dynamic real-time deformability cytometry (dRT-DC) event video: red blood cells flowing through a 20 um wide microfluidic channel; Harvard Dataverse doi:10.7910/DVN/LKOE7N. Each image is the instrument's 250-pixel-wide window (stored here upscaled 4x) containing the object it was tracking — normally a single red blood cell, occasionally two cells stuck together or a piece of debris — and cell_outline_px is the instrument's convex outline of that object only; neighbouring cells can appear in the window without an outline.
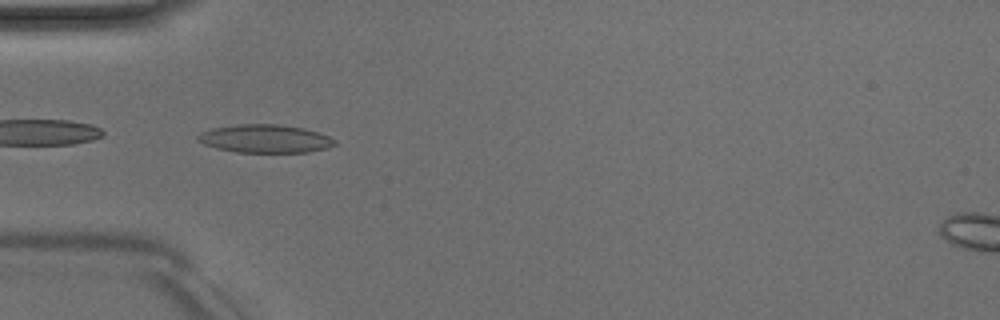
{"species": "Egyptian fruit bat (a non-hibernating species)", "species_latin": "Rousettus aegyptiacus", "temperature_condition": "room temperature", "stored_images_in_passage": 4, "camera_frame_rate_fps": 3000, "um_per_image_px": 0.085, "animal": {"sex": "male"}, "frame": {"image": 1, "passage_image": 3, "time_ms": 2.333, "image_size_px": [1000, 320], "cell_outline_px": [[336, 144], [328, 148], [308, 152], [236, 152], [216, 148], [204, 144], [196, 140], [196, 136], [200, 132], [212, 128], [236, 124], [276, 124], [300, 128], [316, 132], [328, 136], [336, 140]], "centroid_in_image_um": [22.49, 11.79], "position_along_channel_um": 62.5, "area_um2": 22.43}}